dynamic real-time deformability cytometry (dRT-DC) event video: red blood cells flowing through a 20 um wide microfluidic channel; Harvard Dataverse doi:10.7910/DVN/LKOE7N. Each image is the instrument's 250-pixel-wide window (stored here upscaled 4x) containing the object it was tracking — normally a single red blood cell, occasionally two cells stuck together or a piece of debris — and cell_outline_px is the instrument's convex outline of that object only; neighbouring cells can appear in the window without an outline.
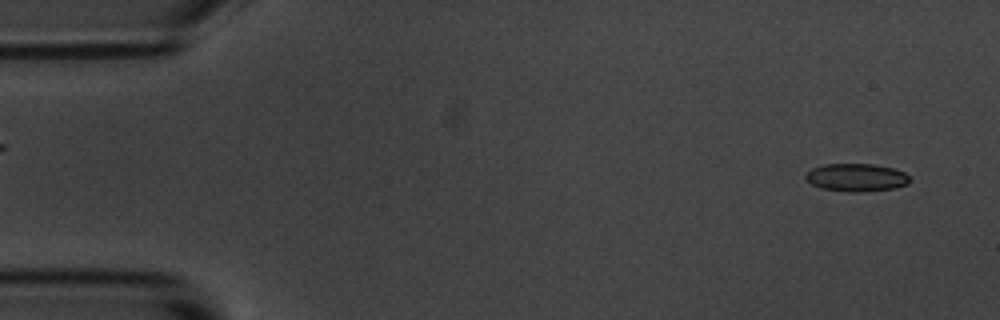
{"species": "common noctule bat (a hibernating species)", "species_latin": "Nyctalus noctula", "temperature_condition": "room temperature", "stored_images_in_passage": 2, "segment_of_instrument_passage": [2, 2], "camera_frame_rate_fps": 3000, "um_per_image_px": 0.085, "animal": {"sex": "male", "body_mass_g": 20.1, "forearm_length_mm": 53.5}, "frame": {"image": 1, "passage_image": 2, "time_ms": 1.333, "image_size_px": [1000, 320], "cell_outline_px": [[912, 180], [908, 184], [896, 188], [860, 192], [848, 192], [820, 188], [812, 184], [804, 176], [812, 168], [824, 164], [876, 164], [892, 168], [904, 172]], "centroid_in_image_um": [72.82, 15.09], "position_along_channel_um": 12.2, "area_um2": 16.99}}